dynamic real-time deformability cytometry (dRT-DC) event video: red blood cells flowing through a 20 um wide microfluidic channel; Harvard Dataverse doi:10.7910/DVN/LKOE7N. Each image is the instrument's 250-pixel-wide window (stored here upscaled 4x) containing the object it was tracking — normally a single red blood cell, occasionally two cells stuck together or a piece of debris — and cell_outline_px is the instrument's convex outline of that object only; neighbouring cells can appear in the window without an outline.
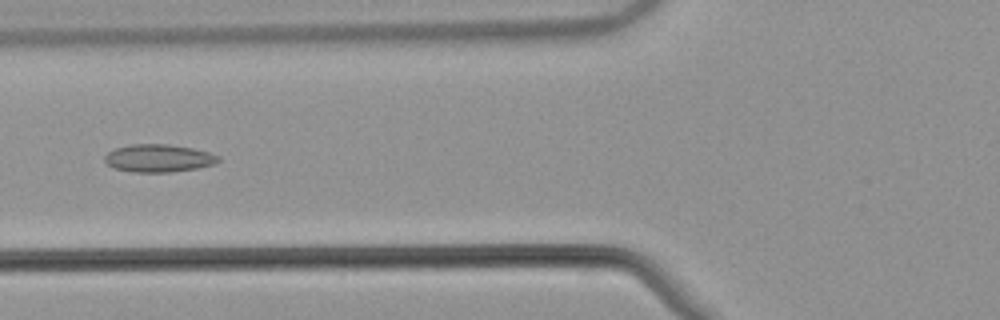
{"species": "common noctule bat (a hibernating species)", "species_latin": "Nyctalus noctula", "temperature_condition": "warm", "stored_images_in_passage": 37, "camera_frame_rate_fps": 3000, "um_per_image_px": 0.085, "animal": {"sex": "male", "body_mass_g": 21.5, "forearm_length_mm": 52.0}, "frame": {"image": 1, "passage_image": 10, "time_ms": 3.0, "image_size_px": [1000, 320], "cell_outline_px": [[220, 160], [212, 164], [196, 168], [172, 172], [132, 172], [116, 168], [108, 164], [104, 160], [104, 156], [108, 152], [116, 148], [132, 144], [168, 144], [192, 148], [208, 152], [220, 156]], "centroid_in_image_um": [13.47, 13.44], "position_along_channel_um": 112.3, "area_um2": 18.21}}
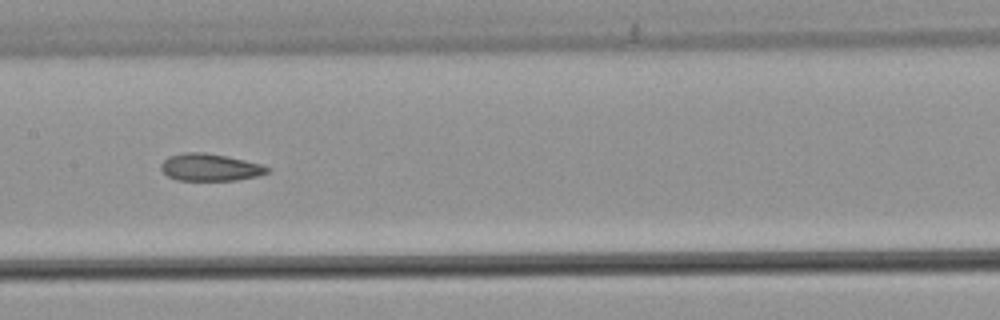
{"frame": {"image": 2, "passage_image": 16, "time_ms": 5.0, "image_size_px": [1000, 320], "cell_outline_px": [[272, 168], [268, 172], [256, 176], [236, 180], [176, 180], [168, 176], [160, 168], [160, 164], [168, 156], [184, 152], [204, 152], [244, 160], [260, 164]], "centroid_in_image_um": [17.82, 14.22], "position_along_channel_um": 189.6, "area_um2": 16.76}}
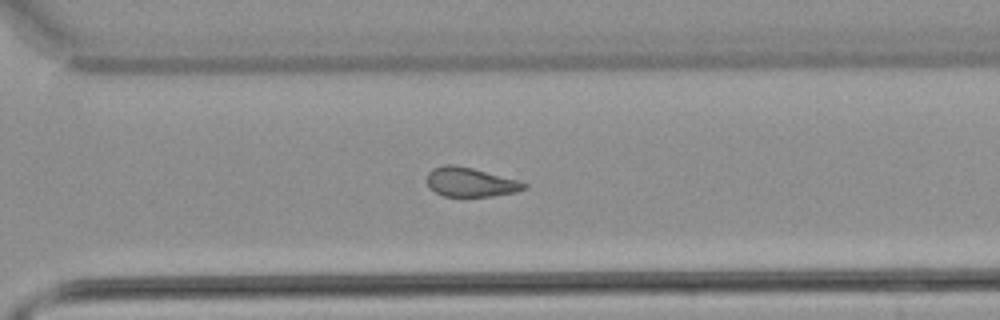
{"frame": {"image": 3, "passage_image": 27, "time_ms": 8.667, "image_size_px": [1000, 320], "cell_outline_px": [[528, 188], [516, 192], [492, 196], [444, 196], [428, 188], [428, 172], [432, 168], [444, 164], [452, 164], [472, 168], [520, 180], [528, 184]], "centroid_in_image_um": [40.01, 15.48], "position_along_channel_um": 330.6, "area_um2": 16.65}, "authors_computed_cell_mechanics": {"area_um2": 16.9354, "velocity_mm_per_s": 3.8539, "shape_relaxation_time_tau1_ms": null, "shape_relaxation_time_tau2_ms": 3.6397, "deformation_change_tau1": null, "deformation_change_tau2": 0.1041}}